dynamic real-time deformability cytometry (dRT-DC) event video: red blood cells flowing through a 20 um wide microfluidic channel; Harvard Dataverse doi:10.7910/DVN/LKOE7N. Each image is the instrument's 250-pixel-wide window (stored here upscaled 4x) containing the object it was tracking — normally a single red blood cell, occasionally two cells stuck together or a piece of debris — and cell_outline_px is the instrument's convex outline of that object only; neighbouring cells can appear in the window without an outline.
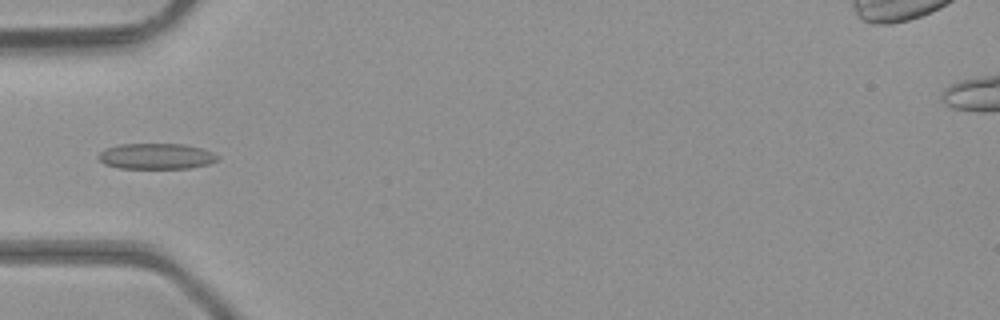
{"species": "common noctule bat (a hibernating species)", "species_latin": "Nyctalus noctula", "temperature_condition": "room temperature", "stored_images_in_passage": 7, "camera_frame_rate_fps": 3000, "um_per_image_px": 0.085, "animal": {"sex": "male", "body_mass_g": 23.1, "forearm_length_mm": 52.7}, "frame": {"image": 1, "passage_image": 5, "time_ms": 1.333, "image_size_px": [1000, 320], "cell_outline_px": [[220, 160], [208, 164], [192, 168], [120, 168], [104, 164], [96, 156], [104, 148], [120, 144], [184, 144], [204, 148], [220, 156]], "centroid_in_image_um": [13.31, 13.27], "position_along_channel_um": 71.7, "area_um2": 18.15}}
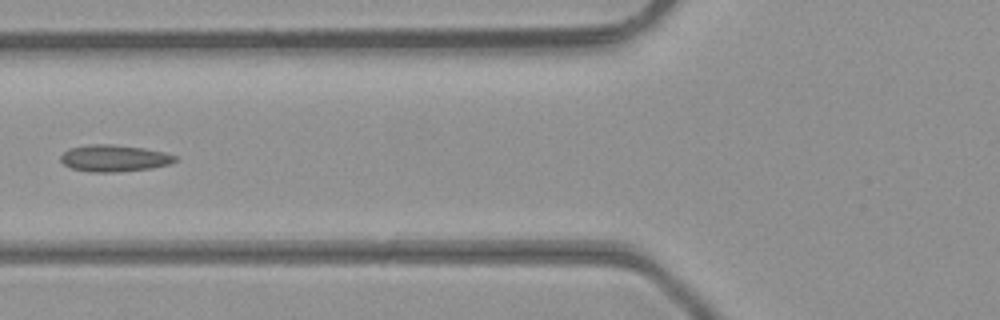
{"frame": {"image": 2, "passage_image": 6, "time_ms": 1.667, "image_size_px": [1000, 320], "cell_outline_px": [[180, 160], [168, 164], [152, 168], [116, 172], [88, 172], [72, 168], [64, 164], [60, 160], [60, 156], [68, 148], [88, 144], [112, 144], [144, 148], [164, 152], [176, 156]], "centroid_in_image_um": [9.7, 13.44], "position_along_channel_um": 116.1, "area_um2": 17.98}}
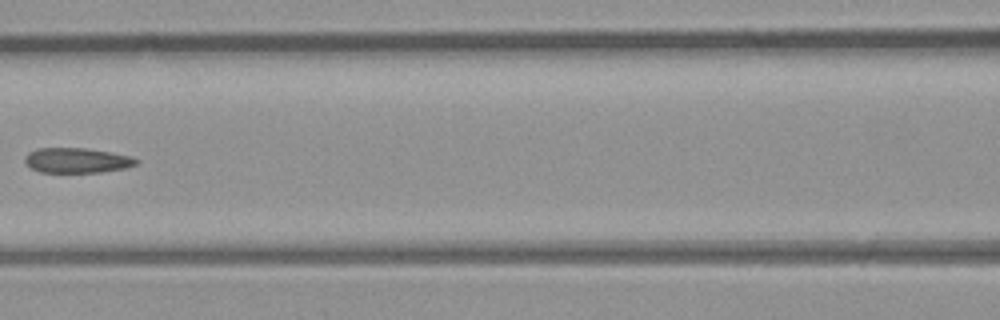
{"frame": {"image": 3, "passage_image": 7, "time_ms": 2.0, "image_size_px": [1000, 320], "cell_outline_px": [[140, 160], [136, 164], [124, 168], [100, 172], [40, 172], [32, 168], [24, 160], [24, 156], [28, 152], [36, 148], [84, 148], [132, 156]], "centroid_in_image_um": [6.52, 13.62], "position_along_channel_um": 160.1, "area_um2": 16.13}}